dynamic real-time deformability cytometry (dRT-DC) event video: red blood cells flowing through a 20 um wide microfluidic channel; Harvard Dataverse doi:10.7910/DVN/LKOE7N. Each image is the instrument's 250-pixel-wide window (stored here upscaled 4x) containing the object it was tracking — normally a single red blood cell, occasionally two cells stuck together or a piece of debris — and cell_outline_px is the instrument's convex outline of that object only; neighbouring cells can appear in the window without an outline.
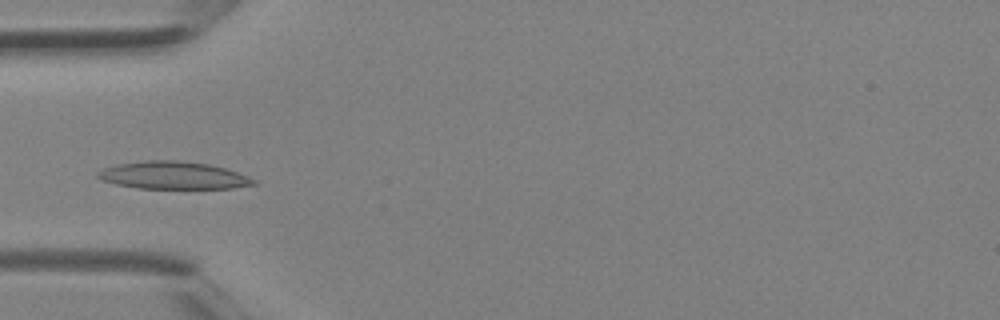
{"species": "Egyptian fruit bat (a non-hibernating species)", "species_latin": "Rousettus aegyptiacus", "temperature_condition": "room temperature", "stored_images_in_passage": 4, "camera_frame_rate_fps": 3000, "um_per_image_px": 0.085, "animal": {"sex": "female"}, "frame": {"image": 1, "passage_image": 4, "time_ms": 1.0, "image_size_px": [1000, 320], "cell_outline_px": [[256, 184], [232, 188], [136, 188], [116, 184], [100, 180], [96, 176], [96, 172], [104, 168], [120, 164], [144, 160], [176, 160], [208, 164], [224, 168], [248, 176], [256, 180]], "centroid_in_image_um": [14.69, 14.91], "position_along_channel_um": 70.3, "area_um2": 24.85}}